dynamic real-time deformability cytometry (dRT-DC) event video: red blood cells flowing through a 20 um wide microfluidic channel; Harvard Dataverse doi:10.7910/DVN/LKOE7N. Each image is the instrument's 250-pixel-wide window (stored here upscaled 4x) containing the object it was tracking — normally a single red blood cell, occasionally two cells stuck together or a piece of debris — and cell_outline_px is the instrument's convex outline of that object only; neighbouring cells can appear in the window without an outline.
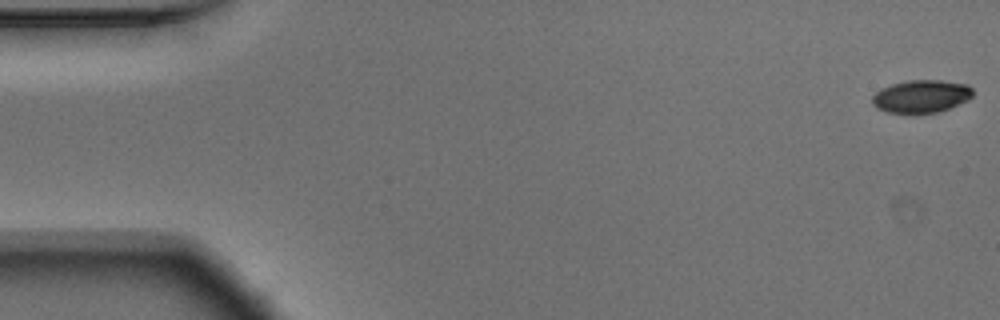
{"species": "Egyptian fruit bat (a non-hibernating species)", "species_latin": "Rousettus aegyptiacus", "temperature_condition": "warm", "stored_images_in_passage": 54, "camera_frame_rate_fps": 3000, "um_per_image_px": 0.085, "animal": {"sex": "male"}, "frame": {"image": 1, "passage_image": 1, "time_ms": 0.0, "image_size_px": [1000, 320], "cell_outline_px": [[972, 96], [968, 100], [948, 108], [936, 112], [912, 116], [888, 112], [876, 108], [872, 104], [872, 96], [880, 88], [892, 84], [908, 80], [940, 80], [968, 84], [972, 88]], "centroid_in_image_um": [78.27, 8.21], "position_along_channel_um": 6.7, "area_um2": 19.71}}
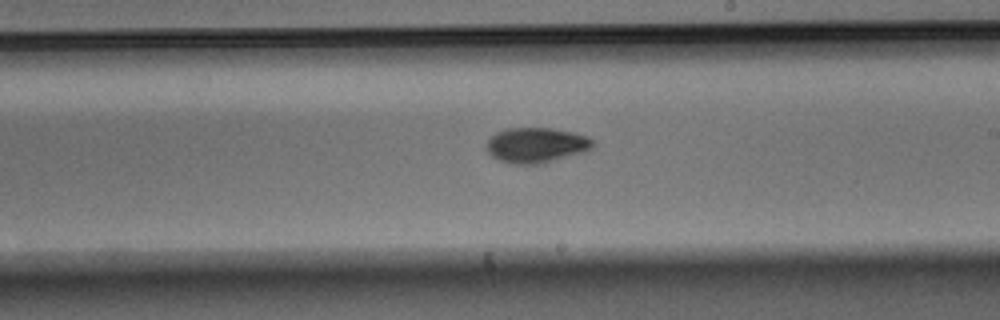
{"frame": {"image": 2, "passage_image": 31, "time_ms": 10.0, "image_size_px": [1000, 320], "cell_outline_px": [[596, 140], [592, 148], [588, 152], [544, 164], [512, 164], [500, 160], [492, 156], [484, 148], [488, 140], [496, 132], [508, 128], [552, 128], [572, 132], [588, 136]], "centroid_in_image_um": [45.64, 12.35], "position_along_channel_um": 243.4, "area_um2": 22.37}}
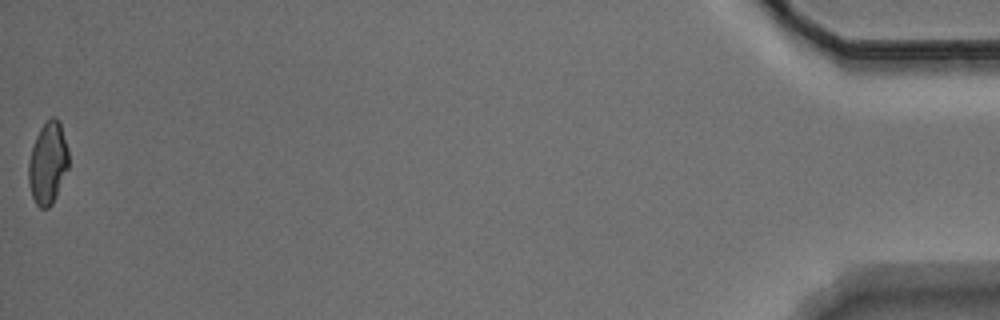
{"frame": {"image": 3, "passage_image": 54, "time_ms": 17.667, "image_size_px": [1000, 320], "cell_outline_px": [[68, 168], [56, 196], [52, 204], [48, 208], [40, 208], [36, 204], [32, 196], [28, 184], [28, 160], [36, 136], [40, 128], [52, 116], [56, 116], [60, 120], [68, 148]], "centroid_in_image_um": [4.07, 13.85], "position_along_channel_um": 431.1, "area_um2": 19.31}, "authors_computed_cell_mechanics": {"area_um2": 20.2011, "velocity_mm_per_s": 3.7583, "shape_relaxation_time_tau1_ms": 3.3248, "shape_relaxation_time_tau2_ms": 4.8855, "deformation_change_tau1": 0.1217, "deformation_change_tau2": 0.0886}}